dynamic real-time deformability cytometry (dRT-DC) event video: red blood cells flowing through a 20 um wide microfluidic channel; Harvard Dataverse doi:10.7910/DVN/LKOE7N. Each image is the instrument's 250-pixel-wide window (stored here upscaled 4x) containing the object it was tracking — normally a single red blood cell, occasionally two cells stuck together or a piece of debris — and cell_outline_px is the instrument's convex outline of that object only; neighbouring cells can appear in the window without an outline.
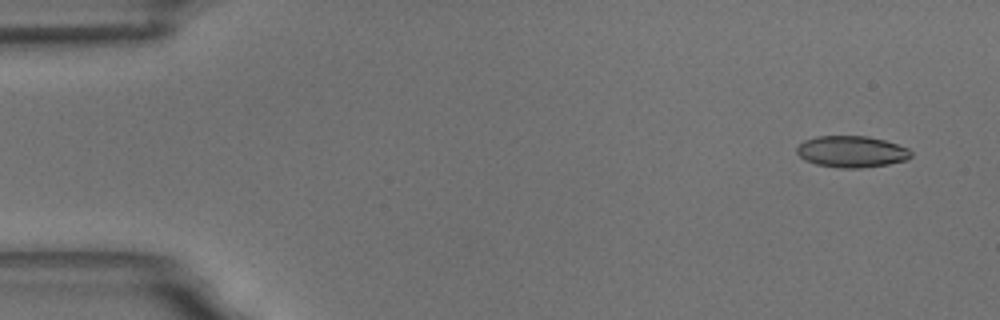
{"species": "common noctule bat (a hibernating species)", "species_latin": "Nyctalus noctula", "temperature_condition": "room temperature", "stored_images_in_passage": 10, "camera_frame_rate_fps": 3000, "um_per_image_px": 0.085, "animal": {"sex": "male", "body_mass_g": 18.8}, "frame": {"image": 1, "passage_image": 1, "time_ms": 0.0, "image_size_px": [1000, 320], "cell_outline_px": [[912, 156], [908, 160], [888, 164], [856, 168], [840, 168], [816, 164], [804, 160], [796, 152], [796, 148], [804, 140], [816, 136], [868, 136], [884, 140], [908, 148], [912, 152]], "centroid_in_image_um": [72.38, 12.89], "position_along_channel_um": 12.6, "area_um2": 20.98}}
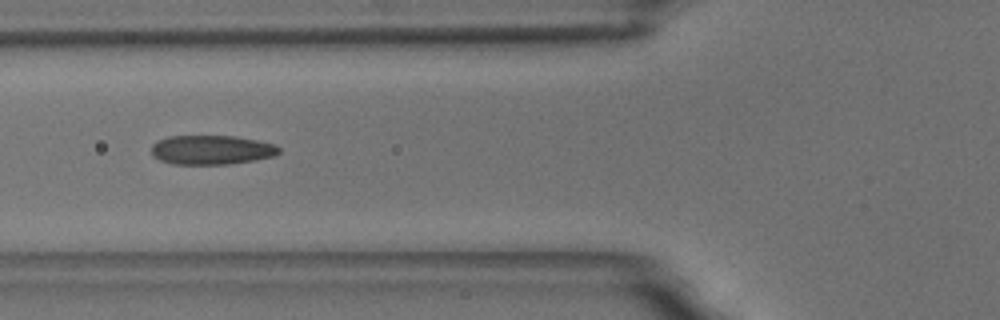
{"frame": {"image": 2, "passage_image": 6, "time_ms": 6.0, "image_size_px": [1000, 320], "cell_outline_px": [[280, 152], [276, 156], [256, 160], [228, 164], [172, 164], [160, 160], [152, 156], [152, 144], [156, 140], [168, 136], [236, 136], [276, 144], [280, 148]], "centroid_in_image_um": [17.99, 12.74], "position_along_channel_um": 107.8, "area_um2": 22.02}}
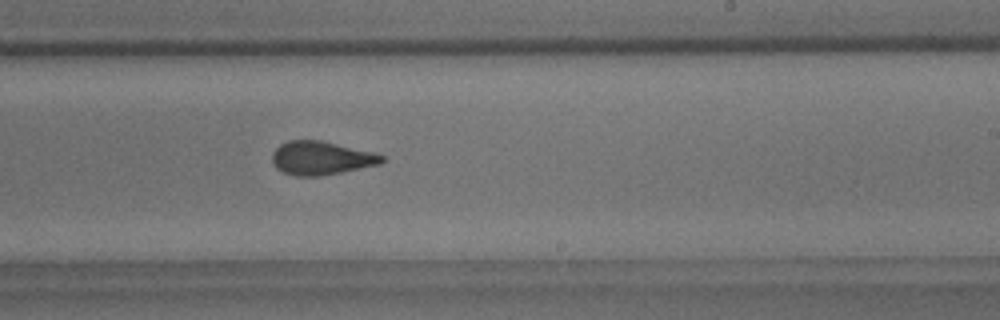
{"frame": {"image": 3, "passage_image": 10, "time_ms": 10.333, "image_size_px": [1000, 320], "cell_outline_px": [[384, 160], [380, 164], [320, 176], [296, 176], [284, 172], [276, 168], [272, 164], [272, 152], [280, 144], [288, 140], [320, 140], [372, 152], [384, 156]], "centroid_in_image_um": [27.25, 13.43], "position_along_channel_um": 261.7, "area_um2": 21.27}}